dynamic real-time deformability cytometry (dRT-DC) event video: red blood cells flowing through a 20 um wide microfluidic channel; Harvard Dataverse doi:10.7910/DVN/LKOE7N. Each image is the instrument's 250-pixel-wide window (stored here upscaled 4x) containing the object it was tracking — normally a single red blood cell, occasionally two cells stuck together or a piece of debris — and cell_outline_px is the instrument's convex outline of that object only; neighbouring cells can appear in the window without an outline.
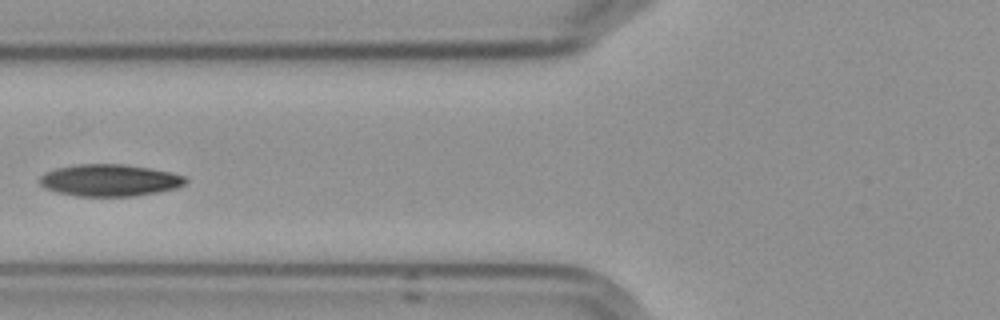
{"species": "Egyptian fruit bat (a non-hibernating species)", "species_latin": "Rousettus aegyptiacus", "temperature_condition": "cold", "stored_images_in_passage": 6, "camera_frame_rate_fps": 3000, "um_per_image_px": 0.085, "frame": {"image": 1, "passage_image": 6, "time_ms": 6.667, "image_size_px": [1000, 320], "cell_outline_px": [[188, 180], [184, 184], [176, 188], [136, 196], [76, 196], [56, 192], [44, 188], [36, 180], [44, 172], [56, 168], [76, 164], [124, 164], [148, 168], [168, 172], [184, 176]], "centroid_in_image_um": [9.24, 15.32], "position_along_channel_um": 116.6, "area_um2": 27.22}}